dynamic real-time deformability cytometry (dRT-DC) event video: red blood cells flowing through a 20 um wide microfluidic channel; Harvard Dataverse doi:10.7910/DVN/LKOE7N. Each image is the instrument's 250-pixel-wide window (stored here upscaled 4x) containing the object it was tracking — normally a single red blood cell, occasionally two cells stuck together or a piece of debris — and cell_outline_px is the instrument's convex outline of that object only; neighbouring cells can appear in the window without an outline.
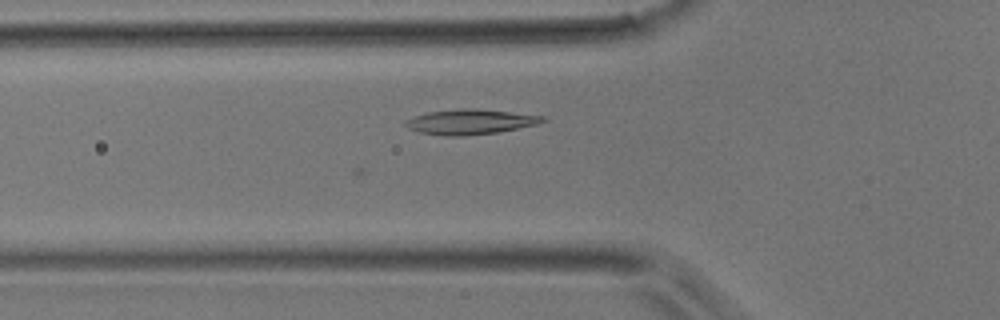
{"species": "common noctule bat (a hibernating species)", "species_latin": "Nyctalus noctula", "temperature_condition": "room temperature", "stored_images_in_passage": 27, "camera_frame_rate_fps": 3000, "um_per_image_px": 0.085, "animal": {"sex": "male", "body_mass_g": 17.9}, "frame": {"image": 1, "passage_image": 6, "time_ms": 1.667, "image_size_px": [1000, 320], "cell_outline_px": [[548, 120], [536, 124], [496, 132], [464, 136], [444, 136], [420, 132], [408, 128], [404, 124], [412, 116], [428, 112], [464, 108], [508, 112], [544, 116]], "centroid_in_image_um": [39.93, 10.36], "position_along_channel_um": 85.9, "area_um2": 19.59}}
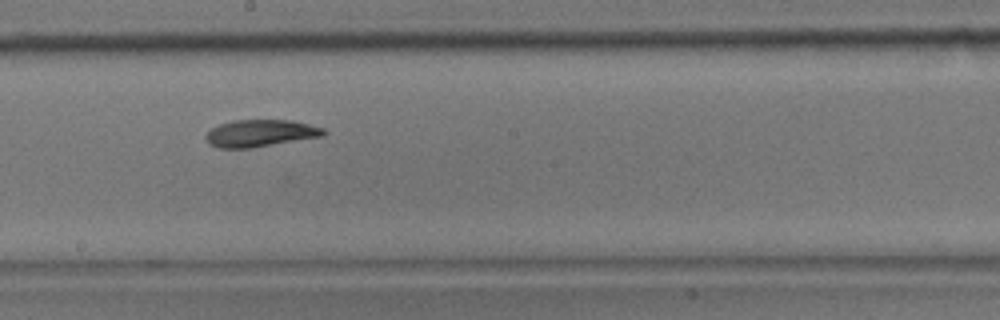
{"frame": {"image": 2, "passage_image": 16, "time_ms": 5.0, "image_size_px": [1000, 320], "cell_outline_px": [[328, 132], [324, 136], [252, 148], [220, 148], [208, 144], [204, 140], [204, 136], [212, 128], [220, 124], [236, 120], [292, 120], [324, 128]], "centroid_in_image_um": [22.14, 11.33], "position_along_channel_um": 226.1, "area_um2": 18.73}}
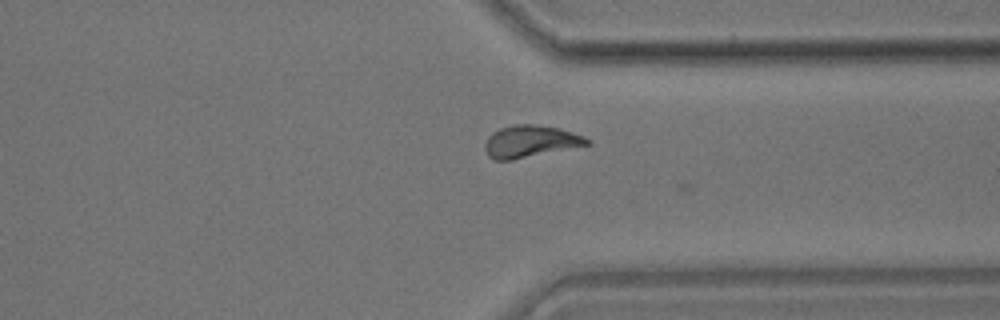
{"frame": {"image": 3, "passage_image": 26, "time_ms": 8.333, "image_size_px": [1000, 320], "cell_outline_px": [[592, 144], [512, 160], [496, 160], [488, 156], [484, 148], [484, 144], [488, 136], [492, 132], [500, 128], [512, 124], [536, 124], [560, 128], [584, 136], [592, 140]], "centroid_in_image_um": [45.09, 12.01], "position_along_channel_um": 366.3, "area_um2": 19.31}}